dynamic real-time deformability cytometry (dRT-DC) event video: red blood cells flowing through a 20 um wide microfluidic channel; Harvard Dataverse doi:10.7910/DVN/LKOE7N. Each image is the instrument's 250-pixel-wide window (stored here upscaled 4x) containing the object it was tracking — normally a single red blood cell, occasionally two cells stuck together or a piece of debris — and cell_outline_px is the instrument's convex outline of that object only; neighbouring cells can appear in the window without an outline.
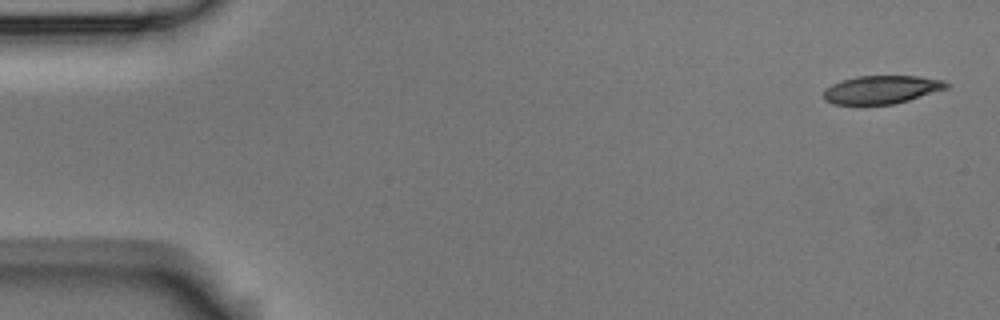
{"species": "Egyptian fruit bat (a non-hibernating species)", "species_latin": "Rousettus aegyptiacus", "temperature_condition": "room temperature", "stored_images_in_passage": 4, "camera_frame_rate_fps": 3000, "um_per_image_px": 0.085, "animal": {"sex": "male"}, "frame": {"image": 1, "passage_image": 1, "time_ms": 0.0, "image_size_px": [1000, 320], "cell_outline_px": [[948, 88], [908, 100], [892, 104], [832, 104], [824, 100], [824, 92], [832, 84], [856, 76], [916, 76], [944, 80], [948, 84]], "centroid_in_image_um": [74.94, 7.61], "position_along_channel_um": 10.1, "area_um2": 19.88}}